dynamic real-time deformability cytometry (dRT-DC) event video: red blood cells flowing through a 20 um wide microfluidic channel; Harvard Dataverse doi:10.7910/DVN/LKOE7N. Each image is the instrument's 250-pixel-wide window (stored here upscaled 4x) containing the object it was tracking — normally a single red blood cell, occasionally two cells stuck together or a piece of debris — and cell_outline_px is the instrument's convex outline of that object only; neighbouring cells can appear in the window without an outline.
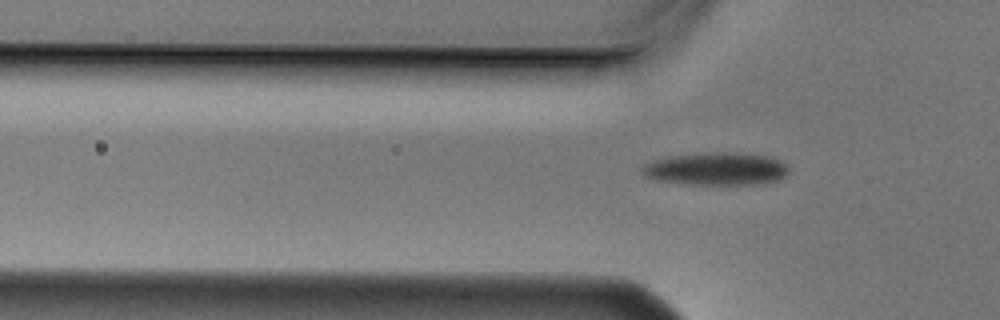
{"species": "Egyptian fruit bat (a non-hibernating species)", "species_latin": "Rousettus aegyptiacus", "temperature_condition": "cold", "stored_images_in_passage": 4, "camera_frame_rate_fps": 3000, "um_per_image_px": 0.085, "animal": {"sex": "male"}, "frame": {"image": 1, "passage_image": 4, "time_ms": 1.0, "image_size_px": [1000, 320], "cell_outline_px": [[788, 172], [780, 180], [752, 184], [688, 184], [656, 180], [644, 176], [640, 172], [640, 168], [644, 164], [652, 160], [672, 156], [712, 152], [736, 152], [764, 156], [780, 160], [788, 164]], "centroid_in_image_um": [60.85, 14.35], "position_along_channel_um": 64.9, "area_um2": 27.98}}